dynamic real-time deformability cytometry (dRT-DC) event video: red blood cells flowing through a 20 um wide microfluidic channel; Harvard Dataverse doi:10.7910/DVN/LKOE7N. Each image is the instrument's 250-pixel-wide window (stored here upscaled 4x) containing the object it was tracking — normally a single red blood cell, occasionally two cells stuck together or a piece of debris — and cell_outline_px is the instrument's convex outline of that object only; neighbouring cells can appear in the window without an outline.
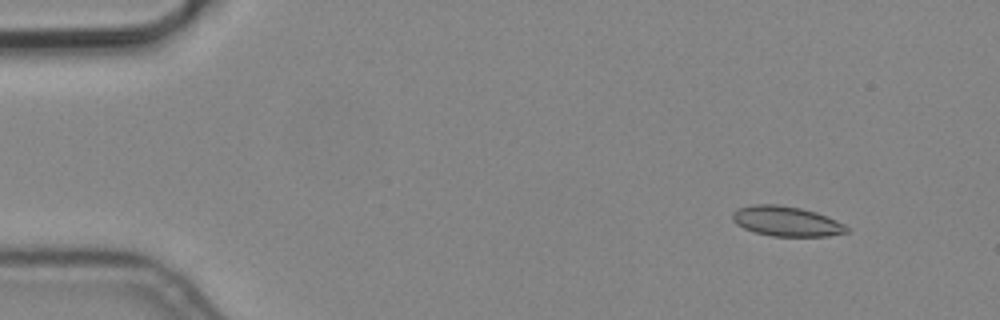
{"species": "common noctule bat (a hibernating species)", "species_latin": "Nyctalus noctula", "temperature_condition": "cold", "stored_images_in_passage": 4, "camera_frame_rate_fps": 3000, "um_per_image_px": 0.085, "animal": {"sex": "male", "body_mass_g": 19.2, "forearm_length_mm": 51.8}, "frame": {"image": 1, "passage_image": 1, "time_ms": 0.0, "image_size_px": [1000, 320], "cell_outline_px": [[848, 232], [828, 236], [772, 236], [756, 232], [744, 228], [736, 224], [732, 220], [732, 212], [740, 208], [752, 204], [776, 204], [800, 208], [816, 212], [836, 220], [844, 224], [848, 228]], "centroid_in_image_um": [66.83, 18.8], "position_along_channel_um": 18.2, "area_um2": 19.83}}
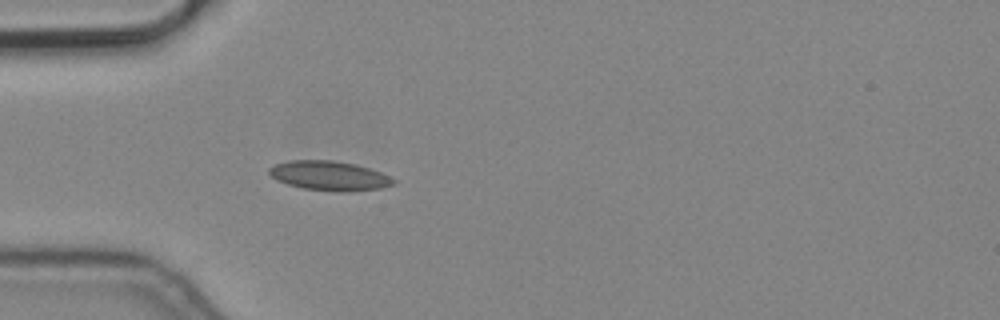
{"frame": {"image": 2, "passage_image": 4, "time_ms": 1.0, "image_size_px": [1000, 320], "cell_outline_px": [[396, 184], [380, 188], [348, 192], [340, 192], [304, 188], [288, 184], [276, 180], [268, 172], [268, 168], [276, 164], [288, 160], [332, 160], [356, 164], [380, 172], [396, 180]], "centroid_in_image_um": [28.0, 14.94], "position_along_channel_um": 57.0, "area_um2": 21.33}}